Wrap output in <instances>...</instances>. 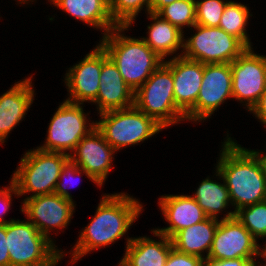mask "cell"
<instances>
[{"instance_id": "cell-13", "label": "cell", "mask_w": 266, "mask_h": 266, "mask_svg": "<svg viewBox=\"0 0 266 266\" xmlns=\"http://www.w3.org/2000/svg\"><path fill=\"white\" fill-rule=\"evenodd\" d=\"M21 212L35 225L38 231L51 239L53 229L67 228L75 212V201L63 198L56 193L34 196L22 202ZM58 229V230H57Z\"/></svg>"}, {"instance_id": "cell-6", "label": "cell", "mask_w": 266, "mask_h": 266, "mask_svg": "<svg viewBox=\"0 0 266 266\" xmlns=\"http://www.w3.org/2000/svg\"><path fill=\"white\" fill-rule=\"evenodd\" d=\"M173 89L172 71L162 63L134 92V105L164 129L186 121L185 114L176 106Z\"/></svg>"}, {"instance_id": "cell-4", "label": "cell", "mask_w": 266, "mask_h": 266, "mask_svg": "<svg viewBox=\"0 0 266 266\" xmlns=\"http://www.w3.org/2000/svg\"><path fill=\"white\" fill-rule=\"evenodd\" d=\"M10 266H56L66 255L28 219L6 223Z\"/></svg>"}, {"instance_id": "cell-26", "label": "cell", "mask_w": 266, "mask_h": 266, "mask_svg": "<svg viewBox=\"0 0 266 266\" xmlns=\"http://www.w3.org/2000/svg\"><path fill=\"white\" fill-rule=\"evenodd\" d=\"M157 14L184 32V26L192 28L196 24V2L195 0H176L163 7Z\"/></svg>"}, {"instance_id": "cell-8", "label": "cell", "mask_w": 266, "mask_h": 266, "mask_svg": "<svg viewBox=\"0 0 266 266\" xmlns=\"http://www.w3.org/2000/svg\"><path fill=\"white\" fill-rule=\"evenodd\" d=\"M193 28L195 34L184 39V58L203 64H230L247 49L238 38L220 27L195 24Z\"/></svg>"}, {"instance_id": "cell-21", "label": "cell", "mask_w": 266, "mask_h": 266, "mask_svg": "<svg viewBox=\"0 0 266 266\" xmlns=\"http://www.w3.org/2000/svg\"><path fill=\"white\" fill-rule=\"evenodd\" d=\"M49 2L69 16L92 28L100 29L104 32L103 36L117 27L112 20L109 0H50Z\"/></svg>"}, {"instance_id": "cell-31", "label": "cell", "mask_w": 266, "mask_h": 266, "mask_svg": "<svg viewBox=\"0 0 266 266\" xmlns=\"http://www.w3.org/2000/svg\"><path fill=\"white\" fill-rule=\"evenodd\" d=\"M165 266H205V260L195 255L181 253L172 248L168 254Z\"/></svg>"}, {"instance_id": "cell-37", "label": "cell", "mask_w": 266, "mask_h": 266, "mask_svg": "<svg viewBox=\"0 0 266 266\" xmlns=\"http://www.w3.org/2000/svg\"><path fill=\"white\" fill-rule=\"evenodd\" d=\"M250 151L256 156V158L258 159L260 165H261V169L263 172V176L264 179L266 181V154L263 155L262 151H256V150H251Z\"/></svg>"}, {"instance_id": "cell-16", "label": "cell", "mask_w": 266, "mask_h": 266, "mask_svg": "<svg viewBox=\"0 0 266 266\" xmlns=\"http://www.w3.org/2000/svg\"><path fill=\"white\" fill-rule=\"evenodd\" d=\"M176 55L163 63L172 71L176 106L186 116L195 107L204 74V64L179 56V53Z\"/></svg>"}, {"instance_id": "cell-19", "label": "cell", "mask_w": 266, "mask_h": 266, "mask_svg": "<svg viewBox=\"0 0 266 266\" xmlns=\"http://www.w3.org/2000/svg\"><path fill=\"white\" fill-rule=\"evenodd\" d=\"M32 76L20 80L0 96V143H4L8 134L20 121L34 101Z\"/></svg>"}, {"instance_id": "cell-5", "label": "cell", "mask_w": 266, "mask_h": 266, "mask_svg": "<svg viewBox=\"0 0 266 266\" xmlns=\"http://www.w3.org/2000/svg\"><path fill=\"white\" fill-rule=\"evenodd\" d=\"M69 155L39 149L28 150L20 159L11 181L18 196L32 193L31 197L54 193L63 166Z\"/></svg>"}, {"instance_id": "cell-30", "label": "cell", "mask_w": 266, "mask_h": 266, "mask_svg": "<svg viewBox=\"0 0 266 266\" xmlns=\"http://www.w3.org/2000/svg\"><path fill=\"white\" fill-rule=\"evenodd\" d=\"M81 173L85 174L87 178H89L92 182L97 184V186H100L90 175H88V173H86L82 168H79L74 162H72L69 159L62 168V171L59 175V179L57 181L54 193H56L59 196H62L63 198L73 200L71 197L72 195L71 193L68 192V189L66 186L68 185V183L64 182V179L67 178L68 179L67 181L71 182L73 180L72 178H74L76 175L78 176L82 175Z\"/></svg>"}, {"instance_id": "cell-28", "label": "cell", "mask_w": 266, "mask_h": 266, "mask_svg": "<svg viewBox=\"0 0 266 266\" xmlns=\"http://www.w3.org/2000/svg\"><path fill=\"white\" fill-rule=\"evenodd\" d=\"M144 6L150 13V0H109L112 20L117 26H131Z\"/></svg>"}, {"instance_id": "cell-25", "label": "cell", "mask_w": 266, "mask_h": 266, "mask_svg": "<svg viewBox=\"0 0 266 266\" xmlns=\"http://www.w3.org/2000/svg\"><path fill=\"white\" fill-rule=\"evenodd\" d=\"M250 16L253 15L250 14L247 5L230 0L225 6L218 27L225 30L228 34L238 38L247 48H252V42H250L246 32Z\"/></svg>"}, {"instance_id": "cell-20", "label": "cell", "mask_w": 266, "mask_h": 266, "mask_svg": "<svg viewBox=\"0 0 266 266\" xmlns=\"http://www.w3.org/2000/svg\"><path fill=\"white\" fill-rule=\"evenodd\" d=\"M158 241L150 237L126 238V251L121 259L125 266H165L168 254L173 248L171 239L151 230Z\"/></svg>"}, {"instance_id": "cell-9", "label": "cell", "mask_w": 266, "mask_h": 266, "mask_svg": "<svg viewBox=\"0 0 266 266\" xmlns=\"http://www.w3.org/2000/svg\"><path fill=\"white\" fill-rule=\"evenodd\" d=\"M82 105L64 100L51 118L44 144L38 148L70 155L80 140L96 127L94 121L88 123L89 113L84 112Z\"/></svg>"}, {"instance_id": "cell-1", "label": "cell", "mask_w": 266, "mask_h": 266, "mask_svg": "<svg viewBox=\"0 0 266 266\" xmlns=\"http://www.w3.org/2000/svg\"><path fill=\"white\" fill-rule=\"evenodd\" d=\"M143 205L129 194H103L90 223L81 230L71 250V262L122 238L137 220Z\"/></svg>"}, {"instance_id": "cell-22", "label": "cell", "mask_w": 266, "mask_h": 266, "mask_svg": "<svg viewBox=\"0 0 266 266\" xmlns=\"http://www.w3.org/2000/svg\"><path fill=\"white\" fill-rule=\"evenodd\" d=\"M218 223L219 219L207 217L199 223L178 231L171 238L173 248L181 253L195 255L206 260ZM204 251L206 256L203 254Z\"/></svg>"}, {"instance_id": "cell-36", "label": "cell", "mask_w": 266, "mask_h": 266, "mask_svg": "<svg viewBox=\"0 0 266 266\" xmlns=\"http://www.w3.org/2000/svg\"><path fill=\"white\" fill-rule=\"evenodd\" d=\"M175 1L176 0H150V12L157 14L163 7Z\"/></svg>"}, {"instance_id": "cell-10", "label": "cell", "mask_w": 266, "mask_h": 266, "mask_svg": "<svg viewBox=\"0 0 266 266\" xmlns=\"http://www.w3.org/2000/svg\"><path fill=\"white\" fill-rule=\"evenodd\" d=\"M230 66L233 99L250 111L266 90V56L247 48Z\"/></svg>"}, {"instance_id": "cell-3", "label": "cell", "mask_w": 266, "mask_h": 266, "mask_svg": "<svg viewBox=\"0 0 266 266\" xmlns=\"http://www.w3.org/2000/svg\"><path fill=\"white\" fill-rule=\"evenodd\" d=\"M130 26H117L110 30L99 44L116 64L125 83L136 92L164 62L140 38L125 36Z\"/></svg>"}, {"instance_id": "cell-14", "label": "cell", "mask_w": 266, "mask_h": 266, "mask_svg": "<svg viewBox=\"0 0 266 266\" xmlns=\"http://www.w3.org/2000/svg\"><path fill=\"white\" fill-rule=\"evenodd\" d=\"M114 153L116 151L95 127L80 140L69 155V159L88 173L101 187L112 169Z\"/></svg>"}, {"instance_id": "cell-2", "label": "cell", "mask_w": 266, "mask_h": 266, "mask_svg": "<svg viewBox=\"0 0 266 266\" xmlns=\"http://www.w3.org/2000/svg\"><path fill=\"white\" fill-rule=\"evenodd\" d=\"M222 143L215 174L224 180L234 212L265 201L266 181L256 156L237 144L229 134Z\"/></svg>"}, {"instance_id": "cell-15", "label": "cell", "mask_w": 266, "mask_h": 266, "mask_svg": "<svg viewBox=\"0 0 266 266\" xmlns=\"http://www.w3.org/2000/svg\"><path fill=\"white\" fill-rule=\"evenodd\" d=\"M101 69L102 46L98 43L80 62L68 69L64 82L70 95L65 100L92 103L98 95Z\"/></svg>"}, {"instance_id": "cell-27", "label": "cell", "mask_w": 266, "mask_h": 266, "mask_svg": "<svg viewBox=\"0 0 266 266\" xmlns=\"http://www.w3.org/2000/svg\"><path fill=\"white\" fill-rule=\"evenodd\" d=\"M235 217L256 239L266 237V200L240 208Z\"/></svg>"}, {"instance_id": "cell-12", "label": "cell", "mask_w": 266, "mask_h": 266, "mask_svg": "<svg viewBox=\"0 0 266 266\" xmlns=\"http://www.w3.org/2000/svg\"><path fill=\"white\" fill-rule=\"evenodd\" d=\"M257 242L258 240L235 217V212L230 211L219 220L208 258L255 259L258 255Z\"/></svg>"}, {"instance_id": "cell-7", "label": "cell", "mask_w": 266, "mask_h": 266, "mask_svg": "<svg viewBox=\"0 0 266 266\" xmlns=\"http://www.w3.org/2000/svg\"><path fill=\"white\" fill-rule=\"evenodd\" d=\"M99 116L101 119L95 121L96 128L115 151L143 142L164 129L135 105Z\"/></svg>"}, {"instance_id": "cell-38", "label": "cell", "mask_w": 266, "mask_h": 266, "mask_svg": "<svg viewBox=\"0 0 266 266\" xmlns=\"http://www.w3.org/2000/svg\"><path fill=\"white\" fill-rule=\"evenodd\" d=\"M265 239H266V237H265ZM265 245H263V247H261V245L258 243V255L257 256L262 257L265 260L264 265H262V263H260L261 265L259 264L258 266H266V246Z\"/></svg>"}, {"instance_id": "cell-23", "label": "cell", "mask_w": 266, "mask_h": 266, "mask_svg": "<svg viewBox=\"0 0 266 266\" xmlns=\"http://www.w3.org/2000/svg\"><path fill=\"white\" fill-rule=\"evenodd\" d=\"M147 16L153 23L147 26L148 37L142 38L145 43L164 61L168 55L176 53L181 48L179 56H182L184 50V32L169 21L162 19L156 13L150 12Z\"/></svg>"}, {"instance_id": "cell-17", "label": "cell", "mask_w": 266, "mask_h": 266, "mask_svg": "<svg viewBox=\"0 0 266 266\" xmlns=\"http://www.w3.org/2000/svg\"><path fill=\"white\" fill-rule=\"evenodd\" d=\"M97 98L98 113L134 106V91L125 83L116 64L102 47V69Z\"/></svg>"}, {"instance_id": "cell-33", "label": "cell", "mask_w": 266, "mask_h": 266, "mask_svg": "<svg viewBox=\"0 0 266 266\" xmlns=\"http://www.w3.org/2000/svg\"><path fill=\"white\" fill-rule=\"evenodd\" d=\"M256 263L255 259L235 258L215 260L207 258L205 260V266H253Z\"/></svg>"}, {"instance_id": "cell-34", "label": "cell", "mask_w": 266, "mask_h": 266, "mask_svg": "<svg viewBox=\"0 0 266 266\" xmlns=\"http://www.w3.org/2000/svg\"><path fill=\"white\" fill-rule=\"evenodd\" d=\"M0 266H10L6 239V224L4 223H0Z\"/></svg>"}, {"instance_id": "cell-29", "label": "cell", "mask_w": 266, "mask_h": 266, "mask_svg": "<svg viewBox=\"0 0 266 266\" xmlns=\"http://www.w3.org/2000/svg\"><path fill=\"white\" fill-rule=\"evenodd\" d=\"M196 24L218 27L228 0H195Z\"/></svg>"}, {"instance_id": "cell-32", "label": "cell", "mask_w": 266, "mask_h": 266, "mask_svg": "<svg viewBox=\"0 0 266 266\" xmlns=\"http://www.w3.org/2000/svg\"><path fill=\"white\" fill-rule=\"evenodd\" d=\"M4 188L0 189V223L6 224L14 219L4 220L2 215H5L10 208L9 206L11 205L12 194L16 195L17 197L19 196L11 180L9 187L5 186Z\"/></svg>"}, {"instance_id": "cell-11", "label": "cell", "mask_w": 266, "mask_h": 266, "mask_svg": "<svg viewBox=\"0 0 266 266\" xmlns=\"http://www.w3.org/2000/svg\"><path fill=\"white\" fill-rule=\"evenodd\" d=\"M229 98H233L230 64H204L198 98L195 107L186 115V121L204 122Z\"/></svg>"}, {"instance_id": "cell-18", "label": "cell", "mask_w": 266, "mask_h": 266, "mask_svg": "<svg viewBox=\"0 0 266 266\" xmlns=\"http://www.w3.org/2000/svg\"><path fill=\"white\" fill-rule=\"evenodd\" d=\"M168 227L154 229L172 238L178 231L199 223L207 218L203 209L190 195H164L158 202Z\"/></svg>"}, {"instance_id": "cell-24", "label": "cell", "mask_w": 266, "mask_h": 266, "mask_svg": "<svg viewBox=\"0 0 266 266\" xmlns=\"http://www.w3.org/2000/svg\"><path fill=\"white\" fill-rule=\"evenodd\" d=\"M214 181L210 177L203 179L194 195L191 196L197 201L207 217L218 219L219 213L231 204V200L224 180L223 183Z\"/></svg>"}, {"instance_id": "cell-35", "label": "cell", "mask_w": 266, "mask_h": 266, "mask_svg": "<svg viewBox=\"0 0 266 266\" xmlns=\"http://www.w3.org/2000/svg\"><path fill=\"white\" fill-rule=\"evenodd\" d=\"M257 117L266 128V90L259 98L258 102L250 110V113Z\"/></svg>"}, {"instance_id": "cell-40", "label": "cell", "mask_w": 266, "mask_h": 266, "mask_svg": "<svg viewBox=\"0 0 266 266\" xmlns=\"http://www.w3.org/2000/svg\"><path fill=\"white\" fill-rule=\"evenodd\" d=\"M118 266H125L121 261L118 263Z\"/></svg>"}, {"instance_id": "cell-39", "label": "cell", "mask_w": 266, "mask_h": 266, "mask_svg": "<svg viewBox=\"0 0 266 266\" xmlns=\"http://www.w3.org/2000/svg\"><path fill=\"white\" fill-rule=\"evenodd\" d=\"M17 1H19L17 3H20V4H22V3L25 4L26 3L28 5V2H31V1L33 2L34 0H30V1L29 0H17Z\"/></svg>"}]
</instances>
